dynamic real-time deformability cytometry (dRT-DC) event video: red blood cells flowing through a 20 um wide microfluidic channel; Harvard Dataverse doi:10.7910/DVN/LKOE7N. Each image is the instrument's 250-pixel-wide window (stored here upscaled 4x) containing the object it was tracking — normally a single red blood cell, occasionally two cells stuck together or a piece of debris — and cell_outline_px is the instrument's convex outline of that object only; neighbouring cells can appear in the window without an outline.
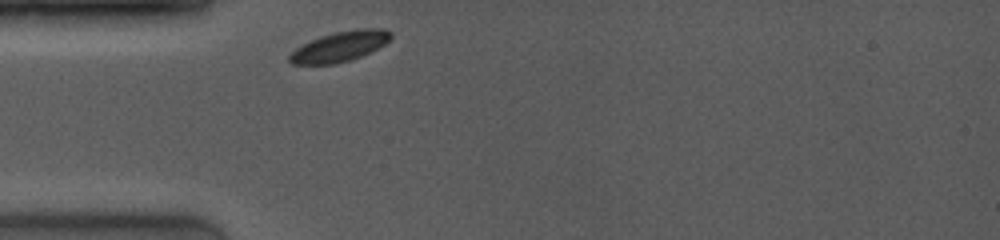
{"species": "common noctule bat (a hibernating species)", "species_latin": "Nyctalus noctula", "temperature_condition": "room temperature", "stored_images_in_passage": 1, "camera_frame_rate_fps": 4000, "um_per_image_px": 0.085, "animal": {"sex": "female", "body_mass_g": 19.0, "forearm_length_mm": 53.3}, "frame": {"image": 1, "passage_image": 1, "time_ms": 0.0, "image_size_px": [1000, 240], "cell_outline_px": [[392, 36], [384, 44], [352, 60], [336, 64], [292, 64], [288, 60], [288, 56], [296, 48], [320, 36], [336, 32], [360, 28], [384, 28], [392, 32]], "centroid_in_image_um": [28.89, 3.95], "position_along_channel_um": 56.1, "area_um2": 17.63}}